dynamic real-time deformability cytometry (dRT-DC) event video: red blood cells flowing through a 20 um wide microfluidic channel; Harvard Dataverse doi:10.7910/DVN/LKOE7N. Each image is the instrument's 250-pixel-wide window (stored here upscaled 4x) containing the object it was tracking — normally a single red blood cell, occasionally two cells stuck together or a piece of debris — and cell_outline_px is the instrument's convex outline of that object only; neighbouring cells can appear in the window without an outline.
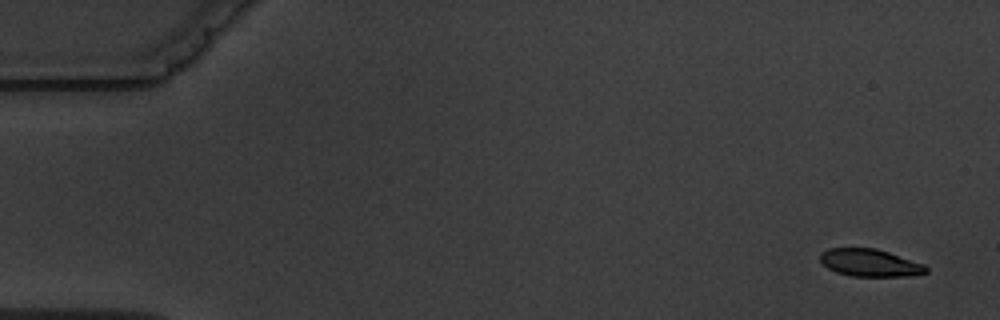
{"species": "common noctule bat (a hibernating species)", "species_latin": "Nyctalus noctula", "temperature_condition": "warm", "stored_images_in_passage": 5, "camera_frame_rate_fps": 3000, "um_per_image_px": 0.085, "animal": {"sex": "male", "body_mass_g": 19.5, "forearm_length_mm": 54.6}, "frame": {"image": 1, "passage_image": 1, "time_ms": 0.0, "image_size_px": [1000, 320], "cell_outline_px": [[928, 272], [908, 276], [852, 276], [836, 272], [828, 268], [820, 260], [820, 252], [828, 248], [876, 248], [924, 264], [928, 268]], "centroid_in_image_um": [73.93, 22.33], "position_along_channel_um": 11.1, "area_um2": 16.88}}
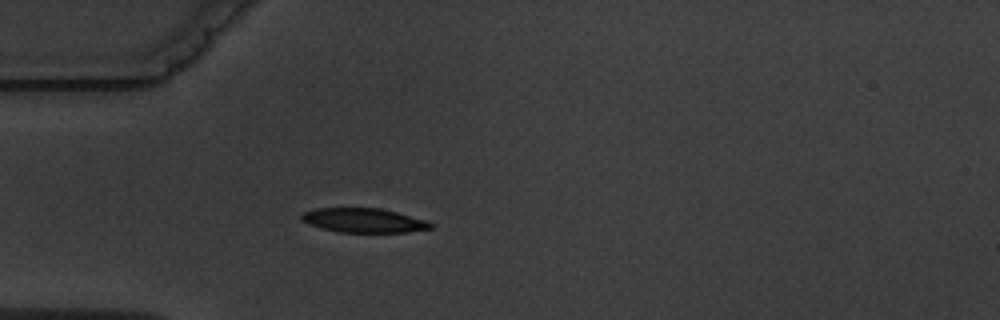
{"frame": {"image": 2, "passage_image": 5, "time_ms": 4.667, "image_size_px": [1000, 320], "cell_outline_px": [[432, 228], [408, 232], [340, 232], [308, 224], [300, 220], [300, 216], [304, 212], [316, 208], [380, 208], [396, 212], [424, 220], [432, 224]], "centroid_in_image_um": [30.87, 18.73], "position_along_channel_um": 54.1, "area_um2": 18.03}}